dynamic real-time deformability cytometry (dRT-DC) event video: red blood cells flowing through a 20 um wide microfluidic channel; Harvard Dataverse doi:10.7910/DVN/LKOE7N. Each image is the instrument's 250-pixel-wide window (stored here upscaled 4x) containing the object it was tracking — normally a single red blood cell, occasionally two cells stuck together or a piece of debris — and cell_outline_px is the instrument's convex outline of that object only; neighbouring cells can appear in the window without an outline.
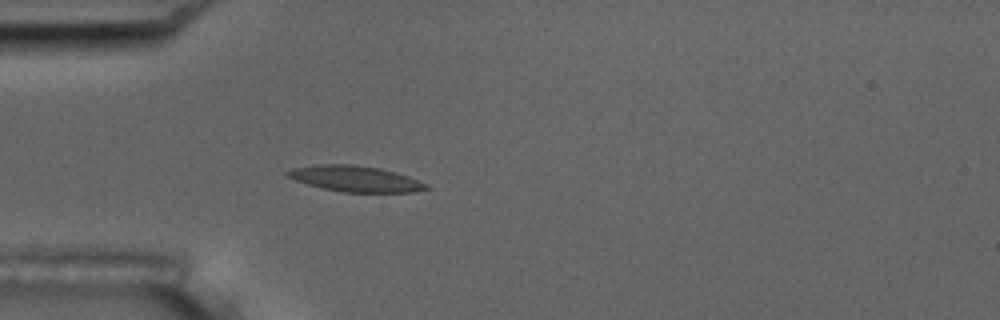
{"species": "common noctule bat (a hibernating species)", "species_latin": "Nyctalus noctula", "temperature_condition": "room temperature", "stored_images_in_passage": 4, "camera_frame_rate_fps": 3000, "um_per_image_px": 0.085, "animal": {"sex": "male", "body_mass_g": 17.5, "forearm_length_mm": 52.3}, "frame": {"image": 1, "passage_image": 4, "time_ms": 1.0, "image_size_px": [1000, 320], "cell_outline_px": [[432, 188], [412, 192], [344, 192], [324, 188], [308, 184], [296, 180], [288, 176], [284, 172], [292, 168], [320, 164], [352, 164], [380, 168], [396, 172], [408, 176], [428, 184]], "centroid_in_image_um": [30.24, 15.19], "position_along_channel_um": 54.8, "area_um2": 20.81}}